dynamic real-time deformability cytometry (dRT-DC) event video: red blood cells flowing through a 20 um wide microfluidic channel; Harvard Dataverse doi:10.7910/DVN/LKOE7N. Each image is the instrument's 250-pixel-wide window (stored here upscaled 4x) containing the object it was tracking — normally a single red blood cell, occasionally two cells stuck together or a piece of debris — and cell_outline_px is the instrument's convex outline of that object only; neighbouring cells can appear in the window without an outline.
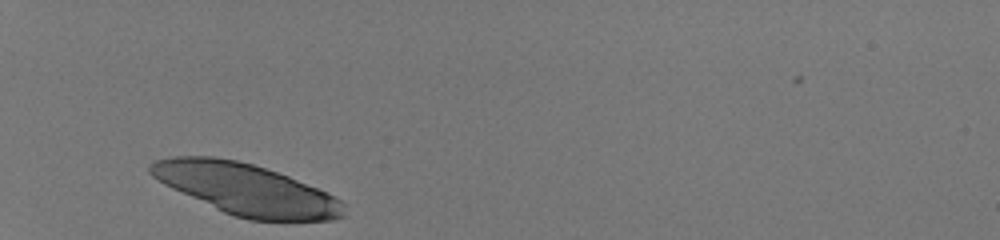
{"species": "human", "species_latin": "Homo sapiens", "temperature_condition": "room temperature", "stored_images_in_passage": 28, "camera_frame_rate_fps": 3000, "um_per_image_px": 0.085, "donor": {"sex": "male"}, "frame": {"image": 1, "passage_image": 1, "time_ms": 0.0, "image_size_px": [1000, 240], "cell_outline_px": [[344, 216], [332, 220], [248, 220], [232, 216], [172, 188], [164, 184], [152, 176], [148, 172], [148, 164], [156, 160], [172, 156], [212, 156], [236, 160], [252, 164], [288, 176], [328, 192], [340, 200], [344, 212]], "centroid_in_image_um": [20.88, 16.08], "position_along_channel_um": 64.1, "area_um2": 57.4}}